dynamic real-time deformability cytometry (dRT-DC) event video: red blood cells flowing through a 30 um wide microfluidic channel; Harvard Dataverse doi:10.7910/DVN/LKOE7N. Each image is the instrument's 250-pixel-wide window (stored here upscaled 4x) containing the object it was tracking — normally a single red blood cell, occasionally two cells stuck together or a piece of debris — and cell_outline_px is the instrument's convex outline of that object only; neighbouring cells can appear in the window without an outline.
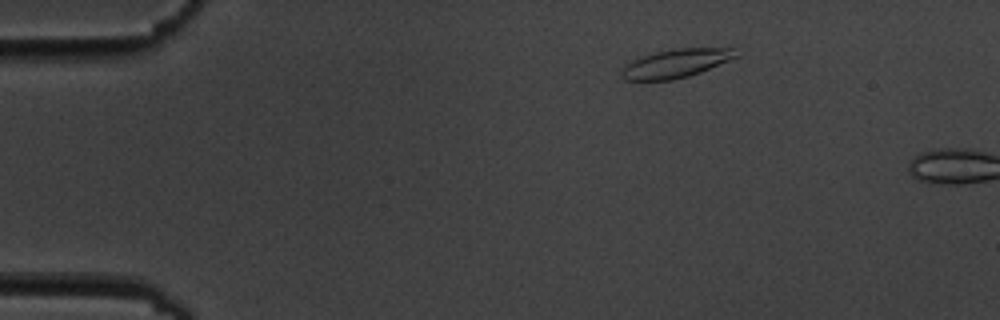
{"species": "common noctule bat (a hibernating species)", "species_latin": "Nyctalus noctula", "temperature_condition": "cold", "stored_images_in_passage": 2, "camera_frame_rate_fps": 3000, "um_per_image_px": 0.085, "animal": {"sex": "male", "body_mass_g": 19.5, "forearm_length_mm": 54.6}, "frame": {"image": 1, "passage_image": 1, "time_ms": 0.0, "image_size_px": [1000, 320], "cell_outline_px": [[740, 56], [700, 72], [688, 76], [672, 80], [624, 80], [620, 76], [620, 72], [624, 64], [632, 60], [656, 52], [676, 48], [732, 48]], "centroid_in_image_um": [57.42, 5.39], "position_along_channel_um": 27.6, "area_um2": 19.02}}